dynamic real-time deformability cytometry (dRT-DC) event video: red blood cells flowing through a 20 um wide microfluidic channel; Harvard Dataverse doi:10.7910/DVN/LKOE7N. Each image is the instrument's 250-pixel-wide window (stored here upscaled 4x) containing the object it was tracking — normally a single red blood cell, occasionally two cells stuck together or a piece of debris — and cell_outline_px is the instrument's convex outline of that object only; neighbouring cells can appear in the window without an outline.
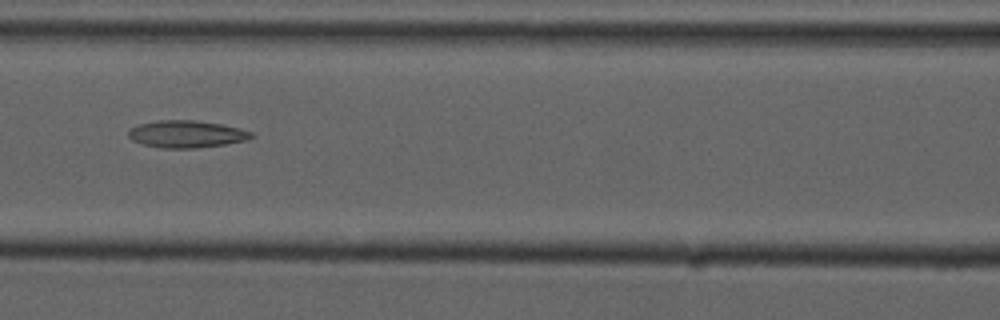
{"species": "common noctule bat (a hibernating species)", "species_latin": "Nyctalus noctula", "temperature_condition": "cold", "stored_images_in_passage": 9, "camera_frame_rate_fps": 3000, "um_per_image_px": 0.085, "animal": {"sex": "male", "forearm_length_mm": 52.5}, "frame": {"image": 1, "passage_image": 6, "time_ms": 7.0, "image_size_px": [1000, 320], "cell_outline_px": [[256, 136], [248, 140], [224, 144], [196, 148], [160, 148], [144, 144], [132, 140], [128, 136], [128, 132], [132, 128], [140, 124], [160, 120], [192, 120], [220, 124], [252, 132]], "centroid_in_image_um": [15.86, 11.4], "position_along_channel_um": 150.7, "area_um2": 19.25}}
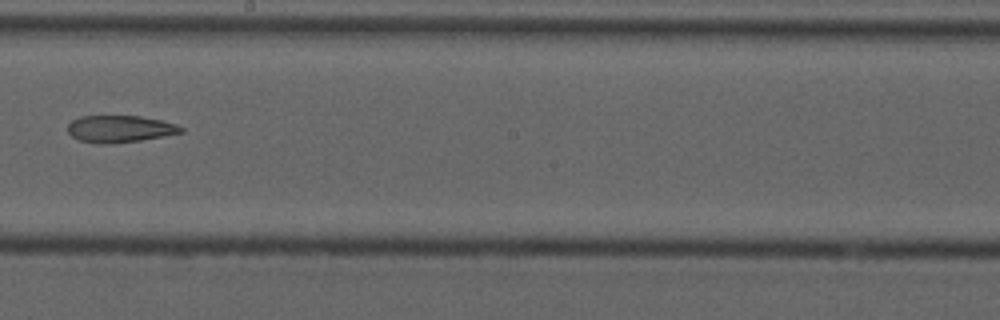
{"frame": {"image": 2, "passage_image": 8, "time_ms": 9.333, "image_size_px": [1000, 320], "cell_outline_px": [[184, 132], [164, 136], [140, 140], [108, 144], [100, 144], [80, 140], [72, 136], [68, 132], [68, 124], [72, 120], [80, 116], [140, 116], [160, 120], [176, 124], [184, 128]], "centroid_in_image_um": [10.19, 10.95], "position_along_channel_um": 238.0, "area_um2": 17.74}}
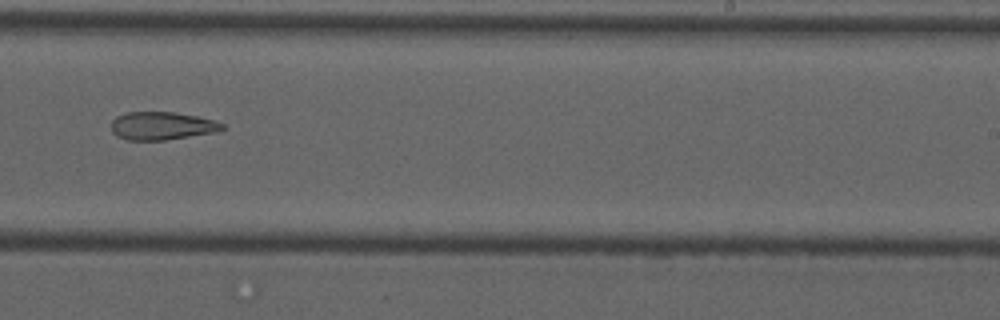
{"frame": {"image": 3, "passage_image": 9, "time_ms": 10.333, "image_size_px": [1000, 320], "cell_outline_px": [[224, 128], [212, 132], [164, 140], [128, 140], [116, 136], [112, 132], [112, 120], [116, 116], [128, 112], [172, 112], [196, 116], [212, 120], [224, 124]], "centroid_in_image_um": [13.69, 10.69], "position_along_channel_um": 275.3, "area_um2": 17.8}}